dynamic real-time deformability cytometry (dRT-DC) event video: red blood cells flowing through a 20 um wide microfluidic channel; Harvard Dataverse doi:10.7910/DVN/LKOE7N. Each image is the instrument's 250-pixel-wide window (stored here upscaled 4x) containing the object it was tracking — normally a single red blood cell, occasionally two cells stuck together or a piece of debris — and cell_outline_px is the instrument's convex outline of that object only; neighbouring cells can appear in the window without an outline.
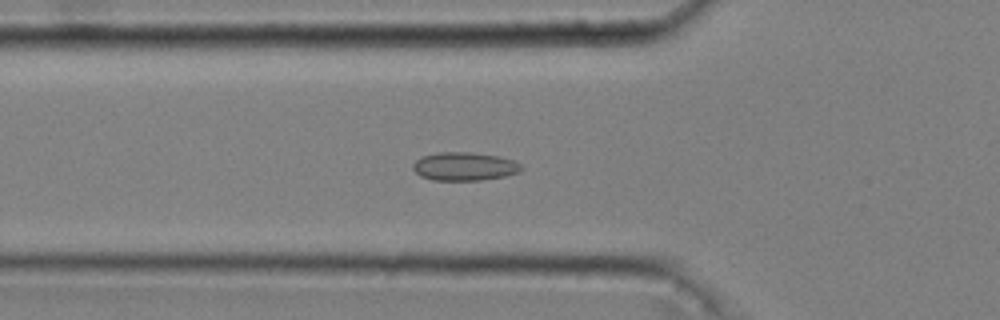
{"species": "common noctule bat (a hibernating species)", "species_latin": "Nyctalus noctula", "temperature_condition": "cold", "stored_images_in_passage": 39, "camera_frame_rate_fps": 3000, "um_per_image_px": 0.085, "animal": {"sex": "male", "body_mass_g": 20.4}, "frame": {"image": 1, "passage_image": 5, "time_ms": 1.333, "image_size_px": [1000, 320], "cell_outline_px": [[524, 168], [516, 172], [504, 176], [480, 180], [432, 180], [420, 176], [412, 168], [412, 164], [420, 156], [436, 152], [472, 152], [500, 156], [516, 160]], "centroid_in_image_um": [39.45, 14.13], "position_along_channel_um": 86.3, "area_um2": 18.09}}
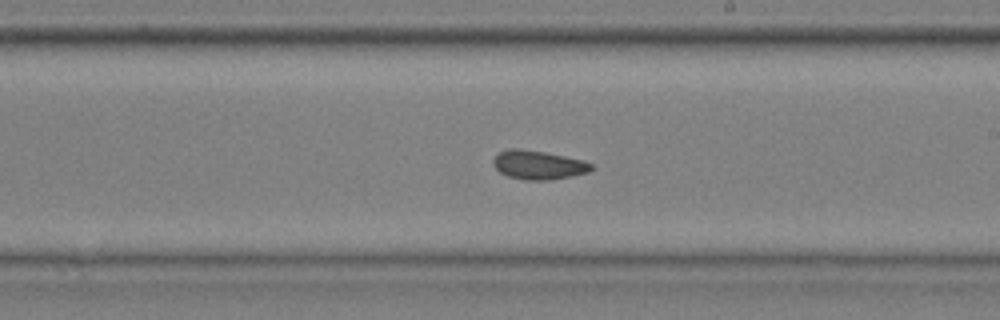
{"frame": {"image": 2, "passage_image": 18, "time_ms": 5.667, "image_size_px": [1000, 320], "cell_outline_px": [[596, 168], [588, 172], [572, 176], [548, 180], [524, 180], [508, 176], [500, 172], [492, 164], [492, 160], [500, 152], [508, 148], [520, 148], [544, 152], [584, 160], [592, 164]], "centroid_in_image_um": [45.77, 14.02], "position_along_channel_um": 243.2, "area_um2": 16.59}}
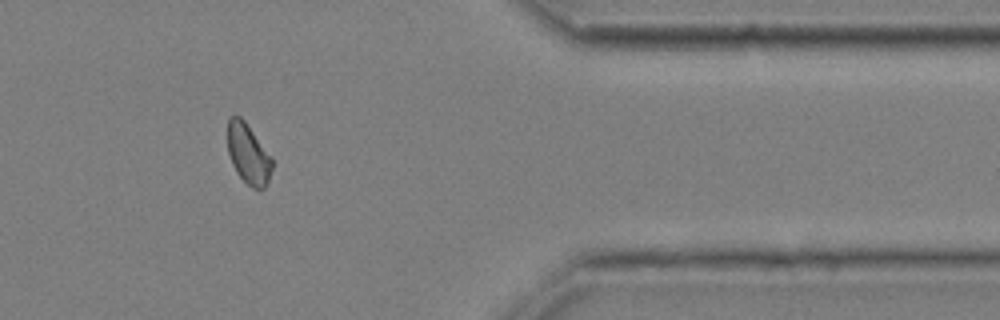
{"frame": {"image": 3, "passage_image": 32, "time_ms": 10.333, "image_size_px": [1000, 320], "cell_outline_px": [[272, 168], [268, 180], [264, 188], [252, 188], [236, 172], [232, 164], [228, 152], [228, 116], [240, 116], [244, 120], [272, 156]], "centroid_in_image_um": [21.1, 13.06], "position_along_channel_um": 390.3, "area_um2": 15.49}, "authors_computed_cell_mechanics": {"area_um2": 16.4152, "velocity_mm_per_s": 3.619, "shape_relaxation_time_tau1_ms": null, "shape_relaxation_time_tau2_ms": 3.7579, "deformation_change_tau1": null, "deformation_change_tau2": 0.0756}}